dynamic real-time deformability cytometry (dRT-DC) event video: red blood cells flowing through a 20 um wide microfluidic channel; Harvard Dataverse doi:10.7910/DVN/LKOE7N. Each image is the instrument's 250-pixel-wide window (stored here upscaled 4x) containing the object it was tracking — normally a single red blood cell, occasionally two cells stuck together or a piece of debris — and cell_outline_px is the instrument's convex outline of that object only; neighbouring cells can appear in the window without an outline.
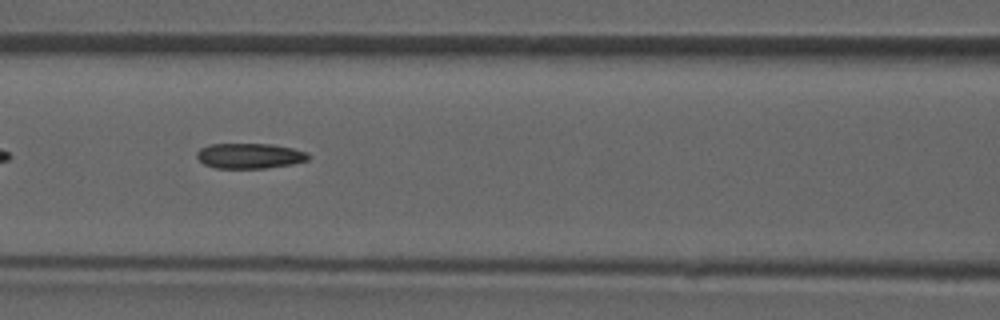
{"species": "common noctule bat (a hibernating species)", "species_latin": "Nyctalus noctula", "temperature_condition": "room temperature", "stored_images_in_passage": 33, "camera_frame_rate_fps": 3000, "um_per_image_px": 0.085, "animal": {"sex": "male", "forearm_length_mm": 52.5}, "frame": {"image": 1, "passage_image": 6, "time_ms": 1.667, "image_size_px": [1000, 320], "cell_outline_px": [[308, 160], [292, 164], [264, 168], [216, 168], [204, 164], [196, 156], [196, 152], [200, 148], [208, 144], [272, 144], [292, 148], [308, 152]], "centroid_in_image_um": [21.2, 13.24], "position_along_channel_um": 145.4, "area_um2": 16.42}}